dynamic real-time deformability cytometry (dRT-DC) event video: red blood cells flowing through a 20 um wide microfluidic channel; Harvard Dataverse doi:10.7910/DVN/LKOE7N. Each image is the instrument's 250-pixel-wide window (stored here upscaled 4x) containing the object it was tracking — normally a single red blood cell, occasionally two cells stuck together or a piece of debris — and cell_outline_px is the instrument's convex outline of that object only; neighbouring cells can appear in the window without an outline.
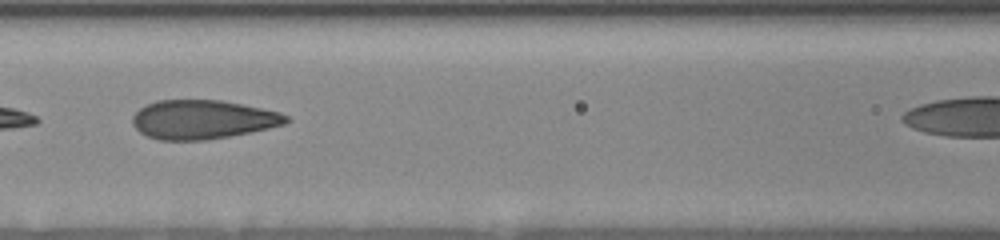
{"species": "human", "species_latin": "Homo sapiens", "temperature_condition": "room temperature", "stored_images_in_passage": 20, "camera_frame_rate_fps": 3000, "um_per_image_px": 0.085, "donor": {"sex": "female"}, "frame": {"image": 1, "passage_image": 12, "time_ms": 6.0, "image_size_px": [1000, 240], "cell_outline_px": [[292, 120], [284, 124], [268, 128], [228, 136], [204, 140], [160, 140], [148, 136], [140, 132], [132, 124], [132, 116], [140, 108], [156, 100], [220, 100], [280, 112], [288, 116]], "centroid_in_image_um": [17.21, 10.15], "position_along_channel_um": 149.4, "area_um2": 34.62}}
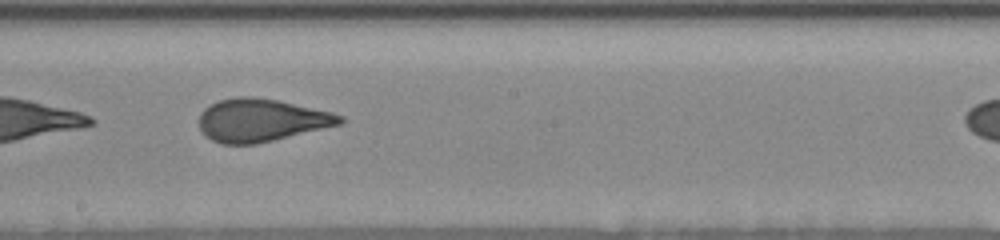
{"frame": {"image": 2, "passage_image": 15, "time_ms": 8.0, "image_size_px": [1000, 240], "cell_outline_px": [[344, 120], [340, 124], [256, 144], [220, 144], [204, 136], [200, 128], [200, 112], [204, 108], [220, 100], [236, 96], [252, 96], [276, 100], [332, 112], [344, 116]], "centroid_in_image_um": [22.17, 10.22], "position_along_channel_um": 226.0, "area_um2": 34.91}}
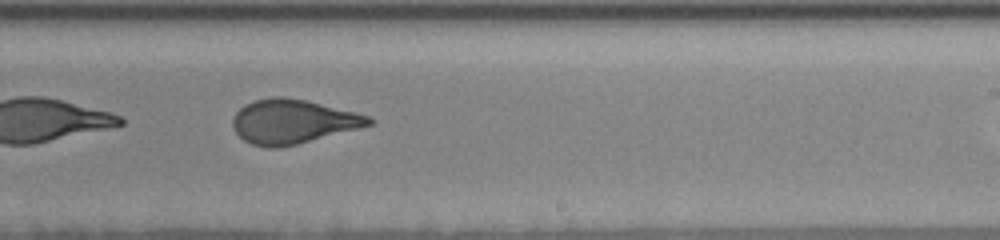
{"frame": {"image": 3, "passage_image": 17, "time_ms": 9.0, "image_size_px": [1000, 240], "cell_outline_px": [[376, 120], [372, 124], [296, 144], [280, 148], [268, 148], [252, 144], [244, 140], [236, 132], [232, 124], [232, 120], [236, 112], [244, 104], [256, 100], [272, 96], [280, 96], [304, 100], [356, 112], [368, 116]], "centroid_in_image_um": [24.85, 10.33], "position_along_channel_um": 264.1, "area_um2": 34.62}}